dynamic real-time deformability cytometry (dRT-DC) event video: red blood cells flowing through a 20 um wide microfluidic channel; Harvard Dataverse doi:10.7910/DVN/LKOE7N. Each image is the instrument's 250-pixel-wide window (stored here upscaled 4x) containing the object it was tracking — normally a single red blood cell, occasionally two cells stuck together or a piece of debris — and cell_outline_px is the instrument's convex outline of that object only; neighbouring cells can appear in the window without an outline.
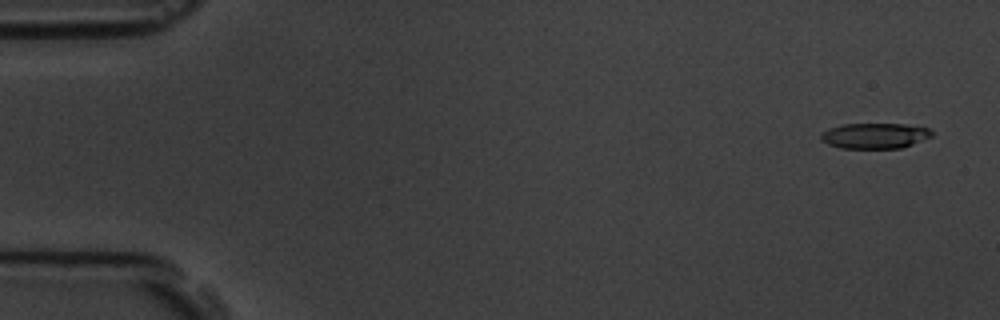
{"species": "common noctule bat (a hibernating species)", "species_latin": "Nyctalus noctula", "temperature_condition": "room temperature", "stored_images_in_passage": 5, "camera_frame_rate_fps": 3000, "um_per_image_px": 0.085, "animal": {"sex": "male", "body_mass_g": 19.5, "forearm_length_mm": 54.6}, "frame": {"image": 1, "passage_image": 1, "time_ms": 0.0, "image_size_px": [1000, 320], "cell_outline_px": [[932, 136], [912, 144], [900, 148], [840, 148], [828, 144], [820, 140], [820, 132], [840, 124], [904, 124], [928, 128], [932, 132]], "centroid_in_image_um": [74.3, 11.53], "position_along_channel_um": 10.7, "area_um2": 16.47}}
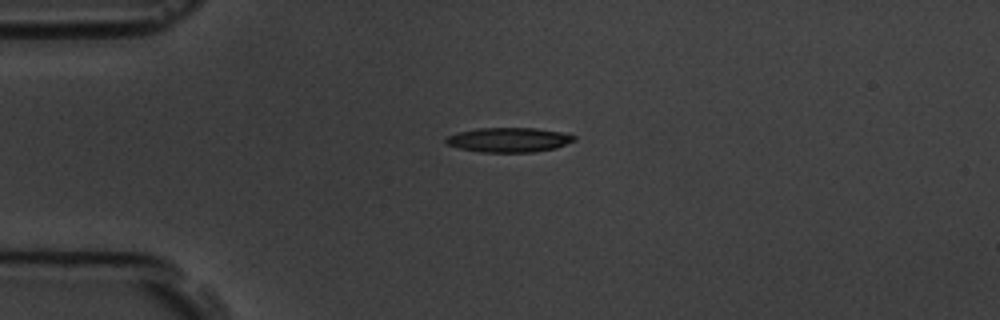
{"frame": {"image": 2, "passage_image": 4, "time_ms": 3.667, "image_size_px": [1000, 320], "cell_outline_px": [[576, 140], [556, 148], [532, 152], [480, 152], [460, 148], [448, 144], [444, 140], [448, 136], [456, 132], [476, 128], [536, 128], [560, 132], [576, 136]], "centroid_in_image_um": [43.25, 11.88], "position_along_channel_um": 41.8, "area_um2": 18.32}}